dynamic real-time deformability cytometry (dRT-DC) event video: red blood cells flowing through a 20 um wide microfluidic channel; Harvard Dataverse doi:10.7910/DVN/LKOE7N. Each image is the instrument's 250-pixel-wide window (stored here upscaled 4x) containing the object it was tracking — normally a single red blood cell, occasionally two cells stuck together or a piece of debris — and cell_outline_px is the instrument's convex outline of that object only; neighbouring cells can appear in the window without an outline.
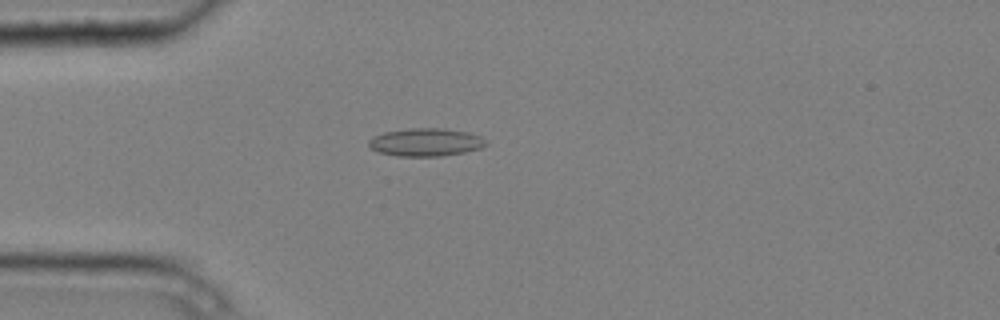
{"species": "common noctule bat (a hibernating species)", "species_latin": "Nyctalus noctula", "temperature_condition": "cold", "stored_images_in_passage": 4, "camera_frame_rate_fps": 3000, "um_per_image_px": 0.085, "animal": {"sex": "male", "body_mass_g": 20.4}, "frame": {"image": 1, "passage_image": 4, "time_ms": 1.0, "image_size_px": [1000, 320], "cell_outline_px": [[488, 144], [480, 148], [464, 152], [440, 156], [396, 156], [376, 152], [368, 144], [368, 140], [384, 132], [412, 128], [444, 128], [468, 132], [480, 136], [488, 140]], "centroid_in_image_um": [36.21, 12.09], "position_along_channel_um": 48.8, "area_um2": 19.13}}